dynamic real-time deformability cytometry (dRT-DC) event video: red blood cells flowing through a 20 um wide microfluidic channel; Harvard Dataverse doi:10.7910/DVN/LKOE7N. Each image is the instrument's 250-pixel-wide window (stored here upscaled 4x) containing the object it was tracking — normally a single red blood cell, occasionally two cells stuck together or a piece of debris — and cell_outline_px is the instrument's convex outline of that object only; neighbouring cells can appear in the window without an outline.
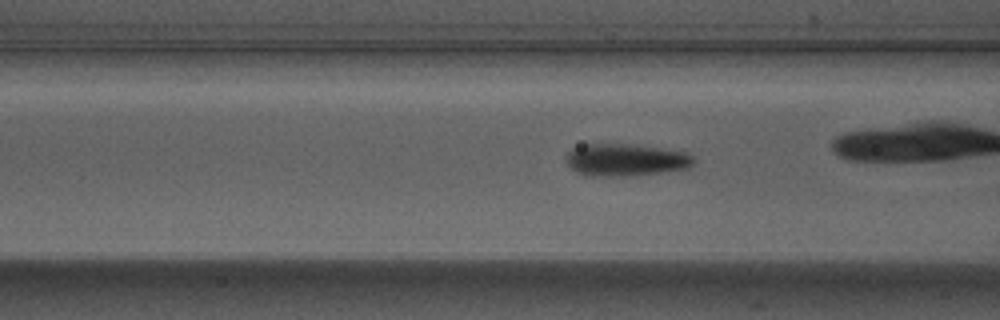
{"species": "Egyptian fruit bat (a non-hibernating species)", "species_latin": "Rousettus aegyptiacus", "temperature_condition": "warm", "stored_images_in_passage": 46, "camera_frame_rate_fps": 3000, "um_per_image_px": 0.085, "animal": {"sex": "male"}, "frame": {"image": 1, "passage_image": 14, "time_ms": 4.333, "image_size_px": [1000, 320], "cell_outline_px": [[696, 160], [688, 168], [660, 172], [624, 176], [584, 176], [576, 172], [564, 160], [568, 152], [572, 148], [584, 144], [624, 144], [656, 148], [684, 152], [692, 156]], "centroid_in_image_um": [53.11, 13.6], "position_along_channel_um": 113.5, "area_um2": 23.76}, "authors_computed_cell_mechanics": {"area_um2": 23.2645, "velocity_mm_per_s": 3.6757, "shape_relaxation_time_tau1_ms": 2.559, "shape_relaxation_time_tau2_ms": null, "deformation_change_tau1": 0.1931, "deformation_change_tau2": null}}